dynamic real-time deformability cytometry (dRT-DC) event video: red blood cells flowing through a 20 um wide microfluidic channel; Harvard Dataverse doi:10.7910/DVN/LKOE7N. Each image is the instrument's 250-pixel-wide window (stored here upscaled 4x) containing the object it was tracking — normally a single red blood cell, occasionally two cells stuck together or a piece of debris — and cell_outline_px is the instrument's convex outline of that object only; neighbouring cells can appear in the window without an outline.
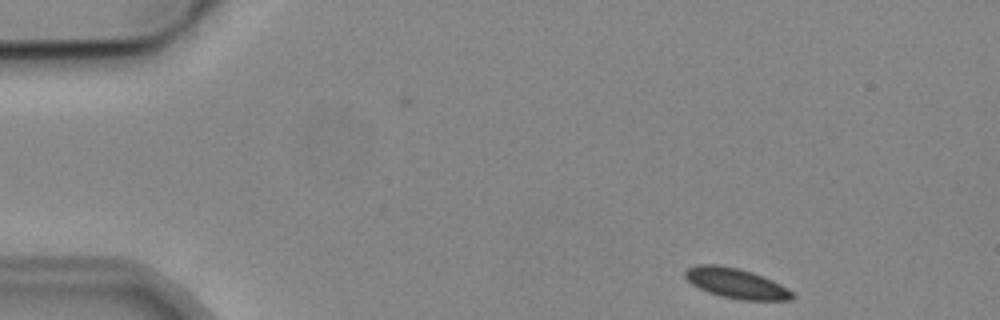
{"species": "common noctule bat (a hibernating species)", "species_latin": "Nyctalus noctula", "temperature_condition": "cold", "stored_images_in_passage": 3, "camera_frame_rate_fps": 3000, "um_per_image_px": 0.085, "animal": {"sex": "male", "body_mass_g": 19.2, "forearm_length_mm": 51.8}, "frame": {"image": 1, "passage_image": 1, "time_ms": 0.0, "image_size_px": [1000, 320], "cell_outline_px": [[796, 296], [792, 300], [744, 300], [720, 296], [708, 292], [692, 284], [684, 276], [684, 272], [688, 268], [700, 264], [716, 264], [740, 268], [752, 272], [772, 280], [788, 288]], "centroid_in_image_um": [62.59, 24.08], "position_along_channel_um": 22.4, "area_um2": 18.79}}